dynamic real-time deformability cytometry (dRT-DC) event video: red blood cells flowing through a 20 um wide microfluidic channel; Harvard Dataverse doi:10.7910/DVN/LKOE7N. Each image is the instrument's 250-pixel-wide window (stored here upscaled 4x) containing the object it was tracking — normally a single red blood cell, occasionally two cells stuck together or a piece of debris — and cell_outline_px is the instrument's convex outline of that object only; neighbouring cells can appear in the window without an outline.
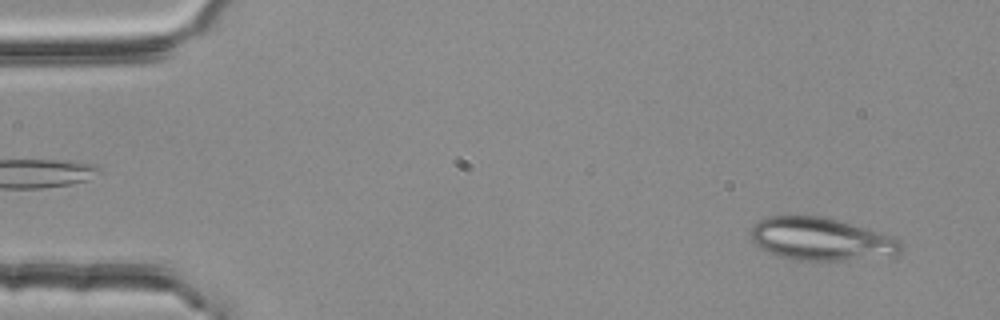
{"species": "common noctule bat (a hibernating species)", "species_latin": "Nyctalus noctula", "temperature_condition": "room temperature", "stored_images_in_passage": 52, "camera_frame_rate_fps": 3000, "um_per_image_px": 0.085, "animal": {"sex": "female", "body_mass_g": 25.1}, "frame": {"image": 1, "passage_image": 3, "time_ms": 0.667, "image_size_px": [1000, 320], "cell_outline_px": [[904, 248], [896, 256], [840, 260], [796, 260], [780, 256], [768, 252], [760, 248], [752, 240], [748, 232], [760, 220], [768, 216], [820, 216], [884, 232], [900, 240], [904, 244]], "centroid_in_image_um": [69.85, 20.33], "position_along_channel_um": 15.2, "area_um2": 37.63}}
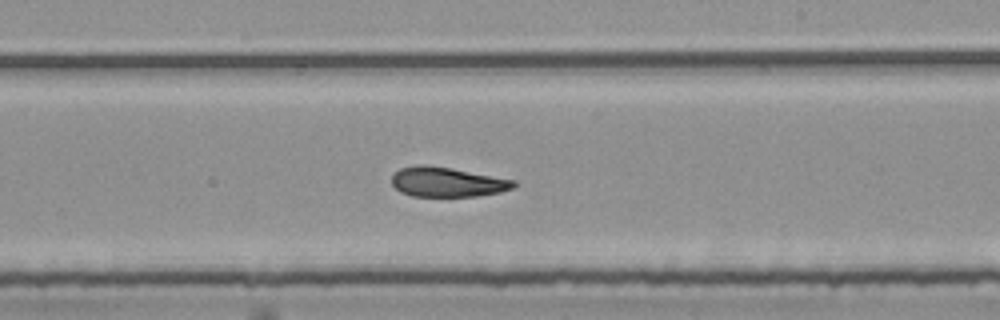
{"frame": {"image": 2, "passage_image": 31, "time_ms": 10.0, "image_size_px": [1000, 320], "cell_outline_px": [[516, 184], [512, 188], [500, 192], [476, 196], [412, 196], [400, 192], [392, 184], [392, 172], [400, 168], [416, 164], [424, 164], [452, 168], [516, 180]], "centroid_in_image_um": [37.97, 15.46], "position_along_channel_um": 251.0, "area_um2": 21.27}}
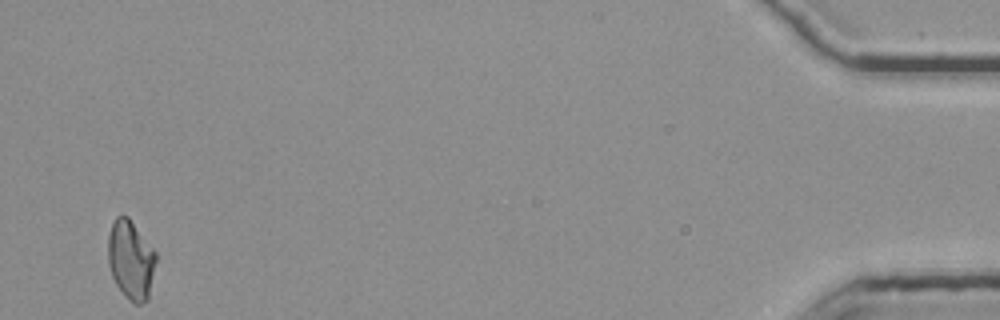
{"frame": {"image": 3, "passage_image": 52, "time_ms": 17.0, "image_size_px": [1000, 320], "cell_outline_px": [[156, 260], [148, 300], [140, 304], [132, 304], [116, 284], [112, 276], [108, 264], [108, 236], [112, 224], [116, 216], [128, 216], [156, 252]], "centroid_in_image_um": [11.12, 22.1], "position_along_channel_um": 424.1, "area_um2": 22.02}, "authors_computed_cell_mechanics": {"area_um2": 22.2241, "velocity_mm_per_s": 3.734, "shape_relaxation_time_tau1_ms": null, "shape_relaxation_time_tau2_ms": 6.0695, "deformation_change_tau1": null, "deformation_change_tau2": 0.1133}}